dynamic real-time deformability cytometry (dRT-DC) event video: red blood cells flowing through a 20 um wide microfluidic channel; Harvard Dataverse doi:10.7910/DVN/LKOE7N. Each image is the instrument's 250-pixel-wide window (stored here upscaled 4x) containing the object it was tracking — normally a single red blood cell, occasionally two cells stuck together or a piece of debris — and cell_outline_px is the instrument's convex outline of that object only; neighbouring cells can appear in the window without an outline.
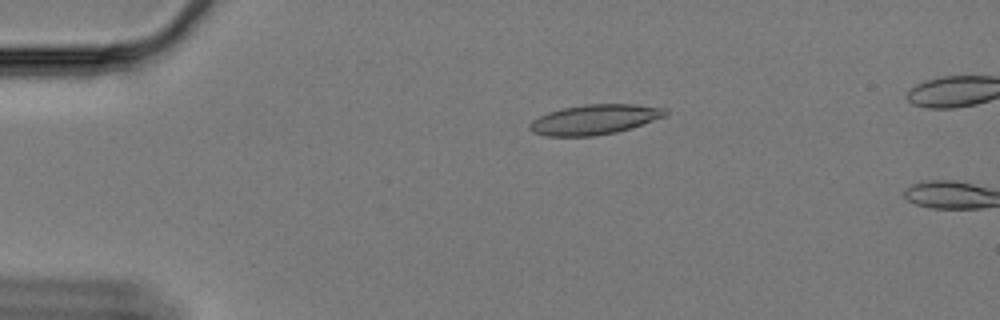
{"species": "Egyptian fruit bat (a non-hibernating species)", "species_latin": "Rousettus aegyptiacus", "temperature_condition": "cold", "stored_images_in_passage": 15, "camera_frame_rate_fps": 3000, "um_per_image_px": 0.085, "animal": {"sex": "female"}, "frame": {"image": 1, "passage_image": 13, "time_ms": 4.0, "image_size_px": [1000, 320], "cell_outline_px": [[668, 116], [616, 132], [592, 136], [548, 136], [532, 132], [528, 128], [528, 124], [532, 120], [548, 112], [564, 108], [584, 104], [636, 104], [664, 108], [668, 112]], "centroid_in_image_um": [50.54, 10.15], "position_along_channel_um": 34.5, "area_um2": 23.64}}